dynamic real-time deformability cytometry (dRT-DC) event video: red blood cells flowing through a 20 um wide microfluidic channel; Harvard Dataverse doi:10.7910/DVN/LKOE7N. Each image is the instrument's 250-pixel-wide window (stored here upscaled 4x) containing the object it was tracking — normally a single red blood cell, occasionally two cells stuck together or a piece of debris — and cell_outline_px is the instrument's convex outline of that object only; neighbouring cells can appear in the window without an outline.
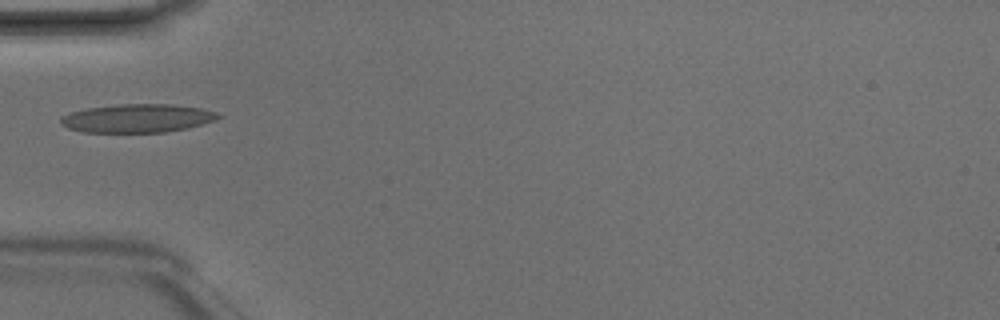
{"species": "Egyptian fruit bat (a non-hibernating species)", "species_latin": "Rousettus aegyptiacus", "temperature_condition": "room temperature", "stored_images_in_passage": 1, "camera_frame_rate_fps": 3000, "um_per_image_px": 0.085, "animal": {"sex": "male"}, "frame": {"image": 1, "passage_image": 1, "time_ms": 0.0, "image_size_px": [1000, 320], "cell_outline_px": [[224, 116], [216, 120], [188, 128], [164, 132], [84, 132], [68, 128], [60, 124], [60, 120], [64, 116], [72, 112], [88, 108], [120, 104], [172, 104], [200, 108], [216, 112]], "centroid_in_image_um": [11.72, 10.05], "position_along_channel_um": 73.3, "area_um2": 26.01}}